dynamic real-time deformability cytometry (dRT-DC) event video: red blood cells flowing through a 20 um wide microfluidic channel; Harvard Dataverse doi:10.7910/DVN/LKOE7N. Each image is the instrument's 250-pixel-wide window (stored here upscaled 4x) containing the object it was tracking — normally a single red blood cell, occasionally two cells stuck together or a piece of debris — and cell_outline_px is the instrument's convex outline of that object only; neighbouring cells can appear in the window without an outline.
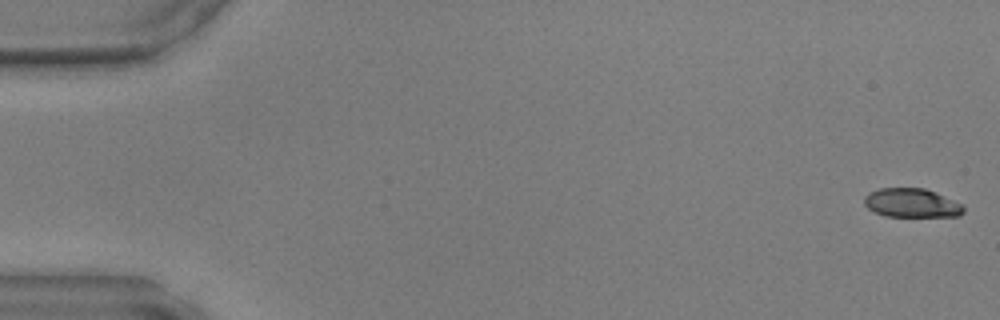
{"species": "common noctule bat (a hibernating species)", "species_latin": "Nyctalus noctula", "temperature_condition": "warm", "stored_images_in_passage": 43, "camera_frame_rate_fps": 3000, "um_per_image_px": 0.085, "animal": {"sex": "male", "body_mass_g": 17.9, "forearm_length_mm": 54.2}, "frame": {"image": 1, "passage_image": 1, "time_ms": 0.0, "image_size_px": [1000, 320], "cell_outline_px": [[964, 212], [960, 216], [884, 216], [868, 208], [864, 204], [864, 196], [868, 192], [880, 188], [924, 188], [964, 204]], "centroid_in_image_um": [77.49, 17.25], "position_along_channel_um": 7.5, "area_um2": 16.76}}
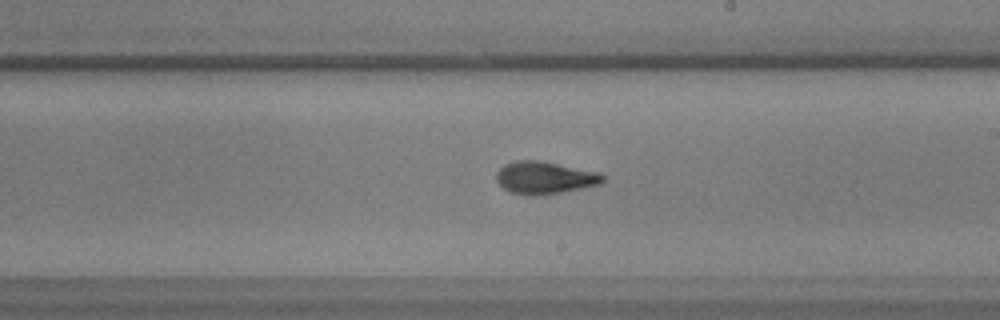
{"frame": {"image": 2, "passage_image": 28, "time_ms": 9.0, "image_size_px": [1000, 320], "cell_outline_px": [[604, 180], [600, 184], [544, 196], [532, 196], [512, 192], [504, 188], [496, 180], [496, 172], [504, 164], [516, 160], [540, 160], [596, 172], [604, 176]], "centroid_in_image_um": [46.26, 15.11], "position_along_channel_um": 242.7, "area_um2": 20.06}}
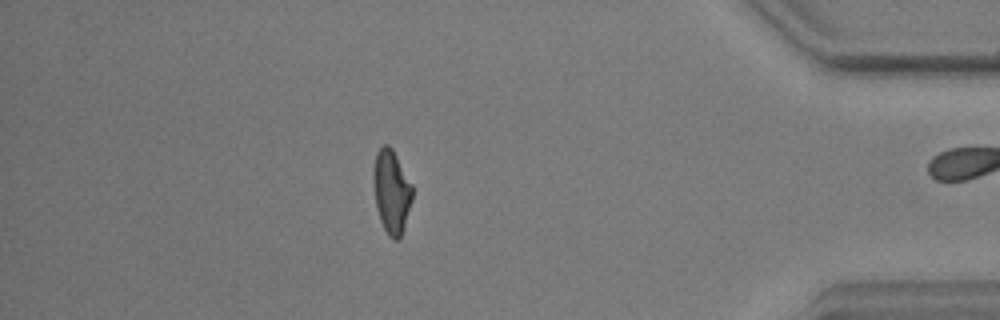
{"frame": {"image": 3, "passage_image": 42, "time_ms": 13.667, "image_size_px": [1000, 320], "cell_outline_px": [[412, 200], [400, 240], [392, 240], [388, 236], [380, 220], [376, 208], [372, 180], [372, 168], [376, 152], [384, 144], [388, 144], [392, 148], [412, 184]], "centroid_in_image_um": [33.25, 16.28], "position_along_channel_um": 401.9, "area_um2": 19.25}}